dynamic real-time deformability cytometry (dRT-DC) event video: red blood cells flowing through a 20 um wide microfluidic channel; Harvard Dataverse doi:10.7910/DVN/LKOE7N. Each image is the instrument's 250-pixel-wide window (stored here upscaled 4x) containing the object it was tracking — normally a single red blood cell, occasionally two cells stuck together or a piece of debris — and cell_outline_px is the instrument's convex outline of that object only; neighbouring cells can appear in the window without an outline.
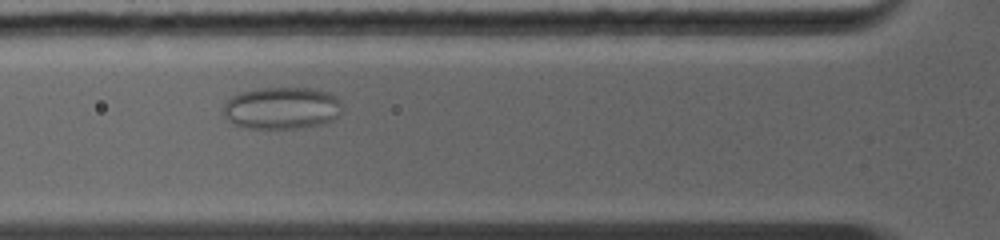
{"species": "common noctule bat (a hibernating species)", "species_latin": "Nyctalus noctula", "temperature_condition": "warm", "stored_images_in_passage": 25, "camera_frame_rate_fps": 5000, "um_per_image_px": 0.085, "animal": {"sex": "female", "body_mass_g": 19.0, "forearm_length_mm": 56.7}, "frame": {"image": 1, "passage_image": 6, "time_ms": 3.0, "image_size_px": [1000, 240], "cell_outline_px": [[340, 116], [324, 124], [304, 128], [244, 128], [232, 124], [224, 116], [224, 104], [232, 96], [240, 92], [264, 88], [312, 88], [328, 92], [336, 96], [340, 100]], "centroid_in_image_um": [23.96, 9.2], "position_along_channel_um": 101.8, "area_um2": 29.42}}
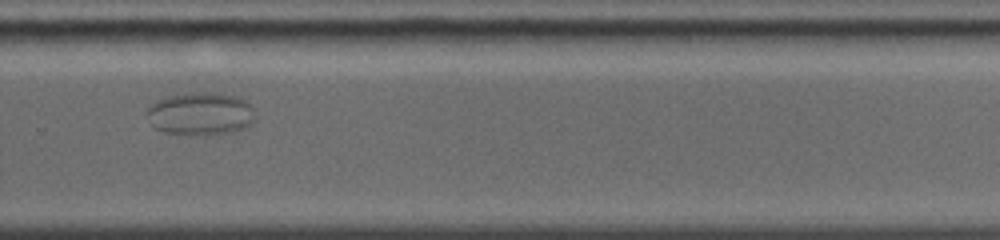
{"frame": {"image": 2, "passage_image": 17, "time_ms": 8.2, "image_size_px": [1000, 240], "cell_outline_px": [[256, 120], [252, 124], [244, 128], [228, 132], [164, 132], [152, 128], [148, 112], [148, 108], [156, 100], [168, 96], [192, 92], [208, 92], [232, 96], [244, 100], [248, 104], [256, 116]], "centroid_in_image_um": [17.04, 9.63], "position_along_channel_um": 312.8, "area_um2": 26.07}}
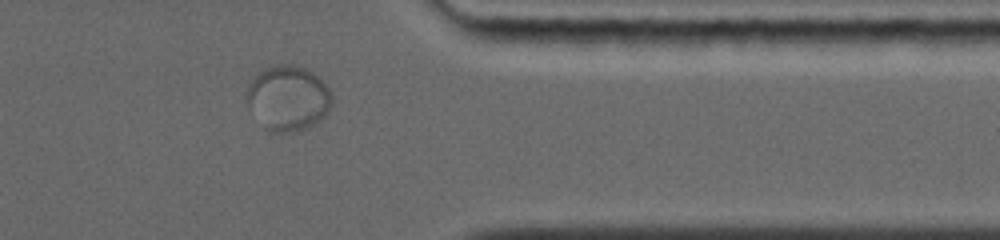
{"frame": {"image": 3, "passage_image": 21, "time_ms": 10.2, "image_size_px": [1000, 240], "cell_outline_px": [[332, 104], [328, 112], [320, 120], [296, 132], [272, 132], [264, 128], [248, 104], [248, 84], [260, 72], [276, 64], [292, 64], [304, 68], [312, 72], [332, 92]], "centroid_in_image_um": [24.51, 8.35], "position_along_channel_um": 386.9, "area_um2": 31.85}}